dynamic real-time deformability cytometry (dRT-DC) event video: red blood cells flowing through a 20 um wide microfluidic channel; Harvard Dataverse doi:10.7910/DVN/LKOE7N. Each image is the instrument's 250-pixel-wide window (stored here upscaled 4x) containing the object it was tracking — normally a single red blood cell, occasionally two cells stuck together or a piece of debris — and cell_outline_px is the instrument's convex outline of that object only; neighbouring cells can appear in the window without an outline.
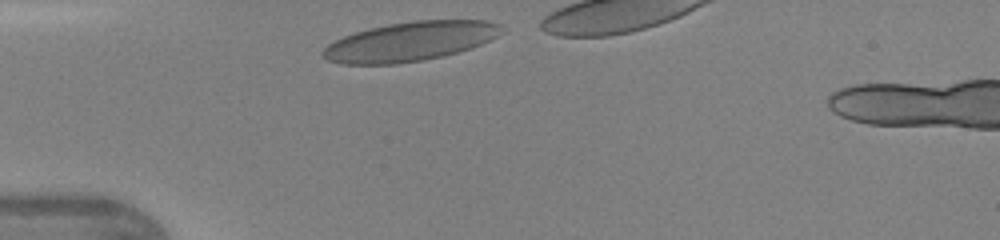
{"species": "human", "species_latin": "Homo sapiens", "temperature_condition": "warm", "stored_images_in_passage": 12, "camera_frame_rate_fps": 3000, "um_per_image_px": 0.085, "donor": {"sex": "female"}, "frame": {"image": 1, "passage_image": 1, "time_ms": 0.0, "image_size_px": [1000, 240], "cell_outline_px": [[504, 32], [480, 44], [456, 52], [424, 60], [396, 64], [340, 64], [328, 60], [320, 52], [328, 44], [344, 36], [368, 28], [388, 24], [412, 20], [484, 20], [500, 24]], "centroid_in_image_um": [34.83, 3.52], "position_along_channel_um": 50.2, "area_um2": 40.63}}